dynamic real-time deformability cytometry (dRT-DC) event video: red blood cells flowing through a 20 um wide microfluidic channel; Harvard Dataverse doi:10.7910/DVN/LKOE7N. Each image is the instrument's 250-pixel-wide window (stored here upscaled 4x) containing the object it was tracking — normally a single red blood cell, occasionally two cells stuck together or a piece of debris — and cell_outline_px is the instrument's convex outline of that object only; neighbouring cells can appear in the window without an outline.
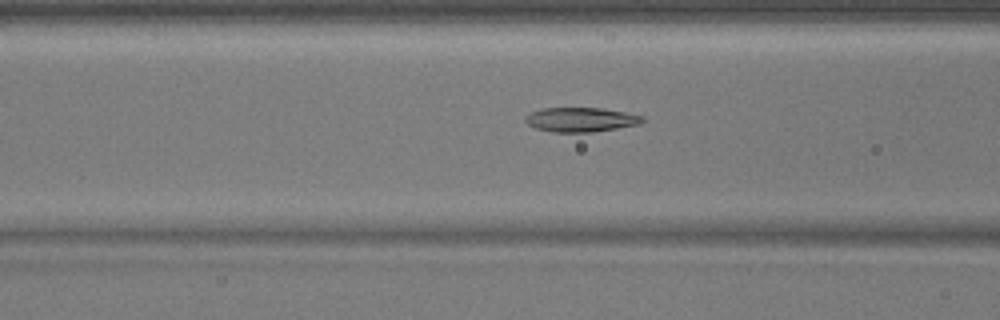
{"species": "common noctule bat (a hibernating species)", "species_latin": "Nyctalus noctula", "temperature_condition": "warm", "stored_images_in_passage": 36, "camera_frame_rate_fps": 3000, "um_per_image_px": 0.085, "animal": {"sex": "male", "body_mass_g": 17.9}, "frame": {"image": 1, "passage_image": 14, "time_ms": 4.333, "image_size_px": [1000, 320], "cell_outline_px": [[644, 120], [640, 124], [592, 132], [552, 132], [536, 128], [528, 124], [524, 120], [524, 116], [540, 108], [600, 108], [624, 112], [644, 116]], "centroid_in_image_um": [49.35, 10.17], "position_along_channel_um": 117.3, "area_um2": 16.59}}
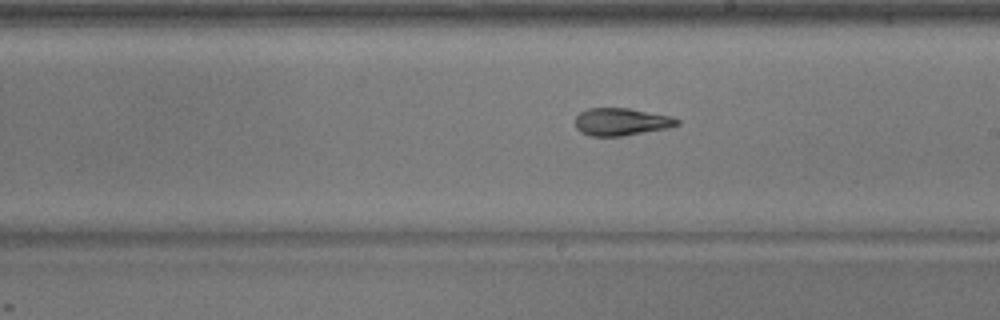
{"frame": {"image": 2, "passage_image": 23, "time_ms": 7.333, "image_size_px": [1000, 320], "cell_outline_px": [[680, 124], [668, 128], [620, 136], [588, 136], [580, 132], [576, 128], [576, 116], [580, 112], [588, 108], [628, 108], [672, 116], [680, 120]], "centroid_in_image_um": [52.8, 10.35], "position_along_channel_um": 236.2, "area_um2": 16.36}}
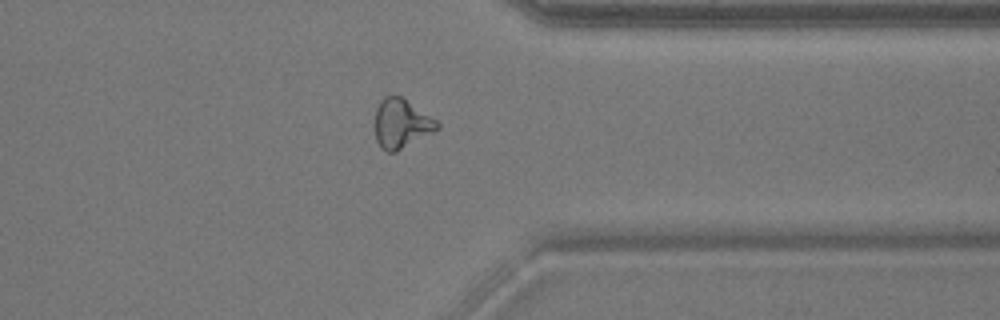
{"frame": {"image": 3, "passage_image": 34, "time_ms": 11.0, "image_size_px": [1000, 320], "cell_outline_px": [[440, 128], [396, 152], [388, 152], [380, 148], [376, 140], [376, 108], [380, 100], [384, 96], [400, 96], [436, 120], [440, 124]], "centroid_in_image_um": [34.1, 10.52], "position_along_channel_um": 377.3, "area_um2": 17.57}}